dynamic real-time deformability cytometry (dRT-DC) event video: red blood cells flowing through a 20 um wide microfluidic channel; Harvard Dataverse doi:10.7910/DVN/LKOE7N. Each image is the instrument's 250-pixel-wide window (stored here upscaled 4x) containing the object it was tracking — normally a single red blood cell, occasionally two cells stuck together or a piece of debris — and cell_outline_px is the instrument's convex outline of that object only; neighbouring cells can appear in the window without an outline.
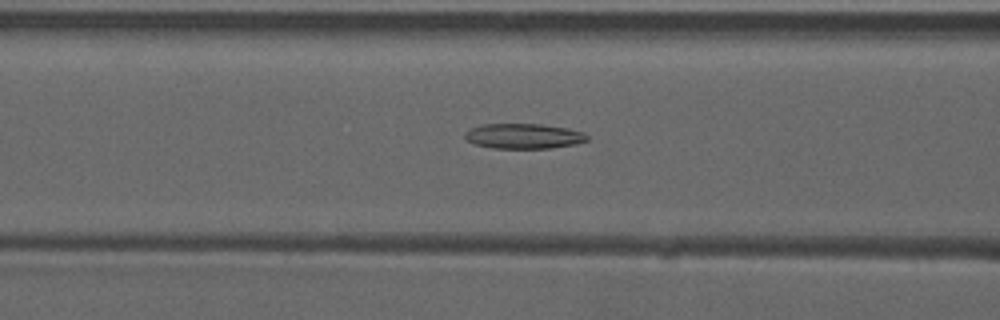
{"species": "common noctule bat (a hibernating species)", "species_latin": "Nyctalus noctula", "temperature_condition": "warm", "stored_images_in_passage": 53, "camera_frame_rate_fps": 3000, "um_per_image_px": 0.085, "animal": {"sex": "male", "forearm_length_mm": 52.5}, "frame": {"image": 1, "passage_image": 22, "time_ms": 7.0, "image_size_px": [1000, 320], "cell_outline_px": [[588, 140], [572, 144], [552, 148], [492, 148], [476, 144], [468, 140], [464, 136], [464, 132], [480, 124], [540, 124], [568, 128], [580, 132], [588, 136]], "centroid_in_image_um": [44.48, 11.56], "position_along_channel_um": 122.1, "area_um2": 17.69}}
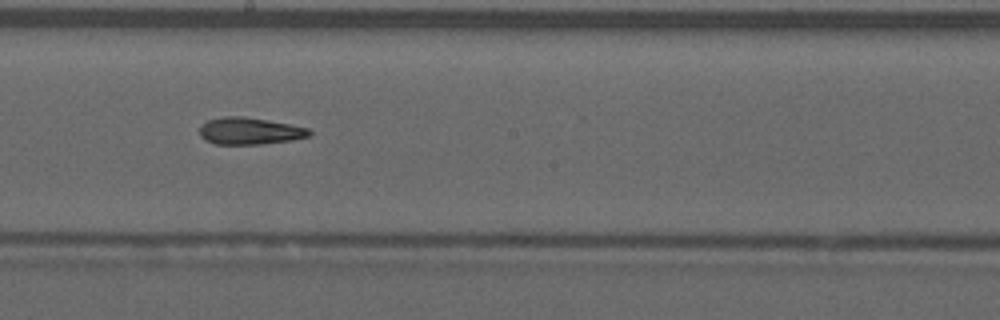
{"frame": {"image": 2, "passage_image": 30, "time_ms": 9.667, "image_size_px": [1000, 320], "cell_outline_px": [[312, 132], [308, 136], [292, 140], [260, 144], [216, 144], [204, 140], [200, 136], [200, 128], [208, 120], [224, 116], [244, 116], [288, 124], [308, 128]], "centroid_in_image_um": [21.2, 11.14], "position_along_channel_um": 227.0, "area_um2": 17.05}}
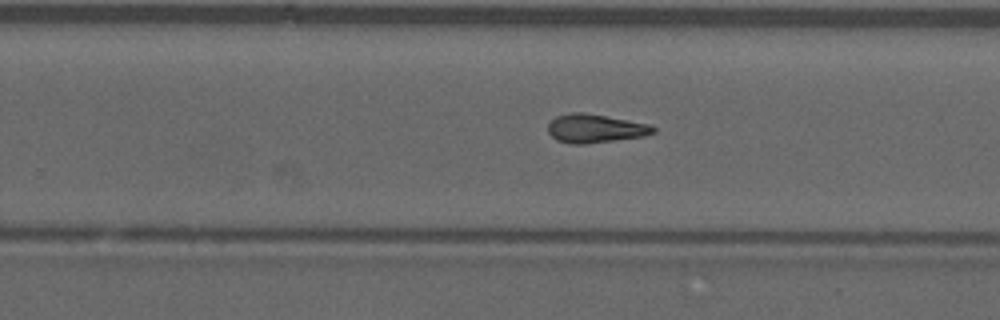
{"frame": {"image": 3, "passage_image": 34, "time_ms": 11.0, "image_size_px": [1000, 320], "cell_outline_px": [[656, 132], [644, 136], [584, 144], [572, 144], [556, 140], [548, 132], [548, 124], [556, 116], [568, 112], [584, 112], [648, 124], [656, 128]], "centroid_in_image_um": [50.56, 10.91], "position_along_channel_um": 279.2, "area_um2": 17.46}, "authors_computed_cell_mechanics": {"area_um2": 17.6868, "velocity_mm_per_s": 3.9392, "shape_relaxation_time_tau1_ms": null, "shape_relaxation_time_tau2_ms": 5.7322, "deformation_change_tau1": null, "deformation_change_tau2": 0.1743}}